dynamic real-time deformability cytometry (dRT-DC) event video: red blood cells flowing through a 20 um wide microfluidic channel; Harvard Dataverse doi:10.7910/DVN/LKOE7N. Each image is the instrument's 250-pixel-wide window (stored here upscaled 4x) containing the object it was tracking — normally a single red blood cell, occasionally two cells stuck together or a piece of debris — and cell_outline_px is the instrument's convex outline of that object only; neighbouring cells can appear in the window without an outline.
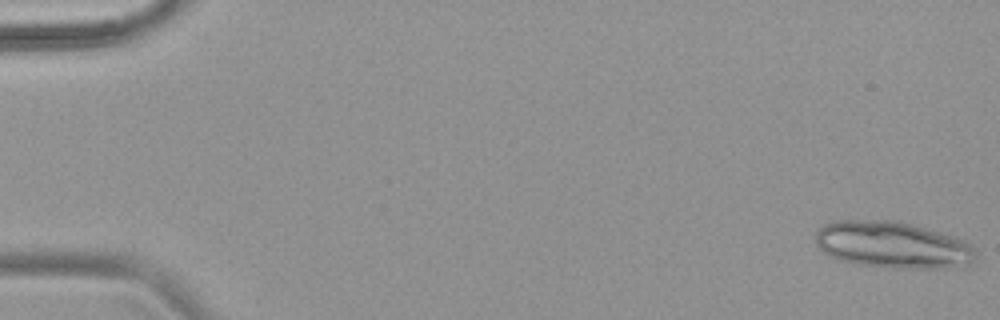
{"species": "common noctule bat (a hibernating species)", "species_latin": "Nyctalus noctula", "temperature_condition": "warm", "stored_images_in_passage": 22, "camera_frame_rate_fps": 3000, "um_per_image_px": 0.085, "animal": {"sex": "female", "body_mass_g": 18.4}, "frame": {"image": 1, "passage_image": 1, "time_ms": 0.0, "image_size_px": [1000, 320], "cell_outline_px": [[976, 260], [968, 264], [944, 268], [892, 268], [860, 264], [840, 260], [828, 256], [816, 244], [816, 232], [824, 224], [836, 220], [896, 220], [952, 236], [964, 240], [976, 248]], "centroid_in_image_um": [75.87, 20.82], "position_along_channel_um": 9.1, "area_um2": 43.52}}